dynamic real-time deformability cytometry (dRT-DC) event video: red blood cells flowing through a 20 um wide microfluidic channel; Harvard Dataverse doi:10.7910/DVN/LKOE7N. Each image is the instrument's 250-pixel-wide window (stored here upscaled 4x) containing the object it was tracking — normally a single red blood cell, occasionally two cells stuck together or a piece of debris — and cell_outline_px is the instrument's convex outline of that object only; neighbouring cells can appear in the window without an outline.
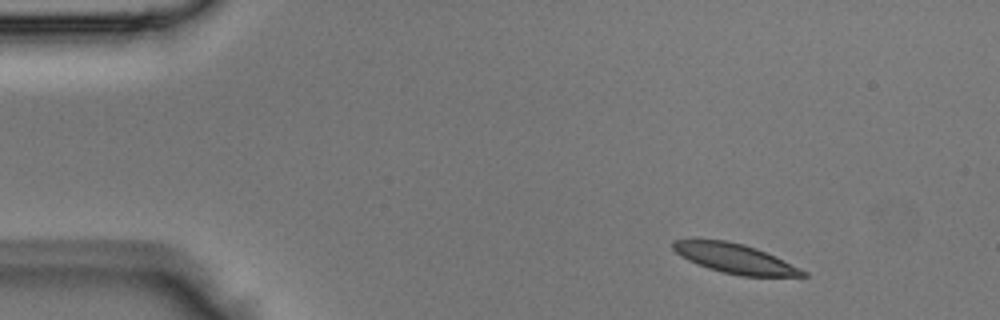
{"species": "Egyptian fruit bat (a non-hibernating species)", "species_latin": "Rousettus aegyptiacus", "temperature_condition": "room temperature", "stored_images_in_passage": 38, "camera_frame_rate_fps": 3000, "um_per_image_px": 0.085, "animal": {"sex": "male"}, "frame": {"image": 1, "passage_image": 1, "time_ms": 0.0, "image_size_px": [1000, 320], "cell_outline_px": [[808, 276], [740, 276], [708, 268], [688, 260], [680, 256], [672, 248], [672, 240], [724, 240], [744, 244], [756, 248], [800, 268], [808, 272]], "centroid_in_image_um": [62.46, 21.98], "position_along_channel_um": 22.5, "area_um2": 22.02}}
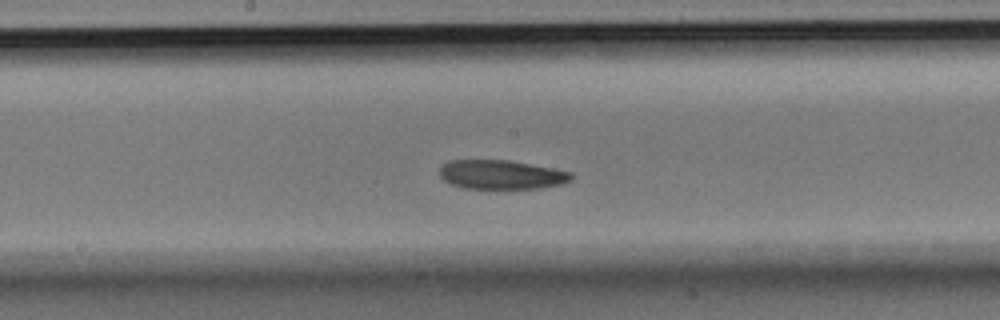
{"frame": {"image": 2, "passage_image": 18, "time_ms": 5.667, "image_size_px": [1000, 320], "cell_outline_px": [[572, 180], [560, 184], [540, 188], [464, 188], [448, 184], [440, 176], [440, 168], [448, 160], [508, 160], [552, 168], [572, 172]], "centroid_in_image_um": [42.59, 14.84], "position_along_channel_um": 205.6, "area_um2": 22.25}}
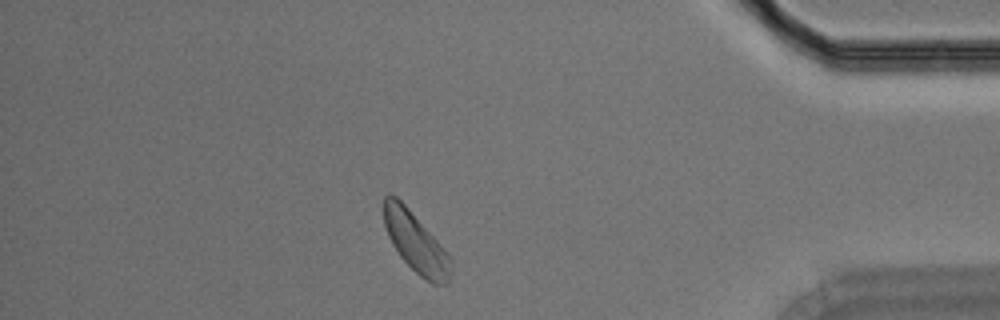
{"frame": {"image": 3, "passage_image": 33, "time_ms": 10.667, "image_size_px": [1000, 320], "cell_outline_px": [[448, 284], [432, 284], [424, 280], [400, 256], [392, 244], [388, 236], [384, 224], [384, 196], [388, 192], [396, 196], [408, 208], [448, 252]], "centroid_in_image_um": [35.28, 20.58], "position_along_channel_um": 399.9, "area_um2": 22.83}}